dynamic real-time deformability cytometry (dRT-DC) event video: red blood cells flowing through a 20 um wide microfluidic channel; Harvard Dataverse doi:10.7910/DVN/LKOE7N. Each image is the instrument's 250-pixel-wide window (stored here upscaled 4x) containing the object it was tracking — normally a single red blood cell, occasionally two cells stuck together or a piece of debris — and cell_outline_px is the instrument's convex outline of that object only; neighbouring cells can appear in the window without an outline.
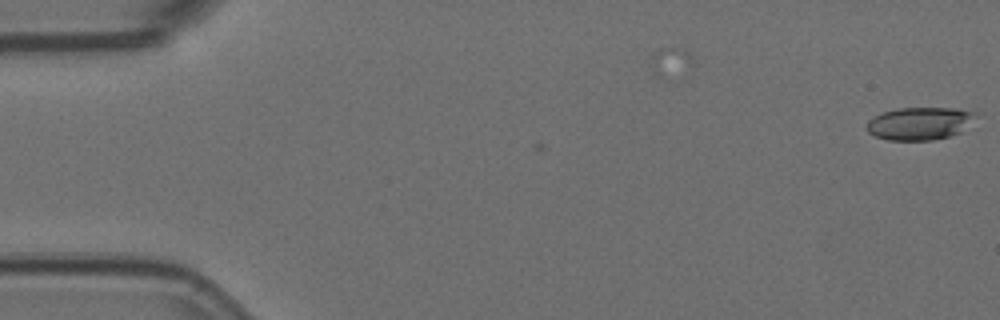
{"species": "Egyptian fruit bat (a non-hibernating species)", "species_latin": "Rousettus aegyptiacus", "temperature_condition": "room temperature", "stored_images_in_passage": 5, "camera_frame_rate_fps": 3000, "um_per_image_px": 0.085, "animal": {"sex": "female"}, "frame": {"image": 1, "passage_image": 1, "time_ms": 0.0, "image_size_px": [1000, 320], "cell_outline_px": [[976, 116], [960, 132], [948, 136], [932, 140], [888, 140], [876, 136], [868, 132], [868, 120], [884, 112], [896, 108], [960, 108], [976, 112]], "centroid_in_image_um": [78.18, 10.48], "position_along_channel_um": 6.8, "area_um2": 20.52}}